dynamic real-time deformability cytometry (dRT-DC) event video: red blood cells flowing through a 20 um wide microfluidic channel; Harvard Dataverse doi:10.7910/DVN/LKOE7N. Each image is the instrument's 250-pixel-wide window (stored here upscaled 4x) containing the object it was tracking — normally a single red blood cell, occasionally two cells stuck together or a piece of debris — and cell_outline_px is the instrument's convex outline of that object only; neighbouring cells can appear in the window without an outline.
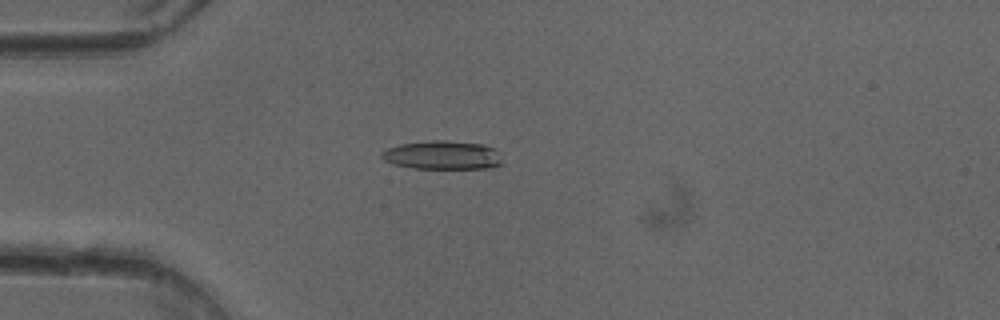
{"species": "common noctule bat (a hibernating species)", "species_latin": "Nyctalus noctula", "temperature_condition": "cold", "stored_images_in_passage": 38, "camera_frame_rate_fps": 3000, "um_per_image_px": 0.085, "animal": {"sex": "female"}, "frame": {"image": 1, "passage_image": 14, "time_ms": 4.333, "image_size_px": [1000, 320], "cell_outline_px": [[504, 164], [492, 168], [412, 168], [396, 164], [384, 160], [380, 156], [380, 152], [388, 148], [400, 144], [432, 140], [444, 140], [484, 144], [492, 148]], "centroid_in_image_um": [37.59, 13.18], "position_along_channel_um": 47.4, "area_um2": 20.0}}
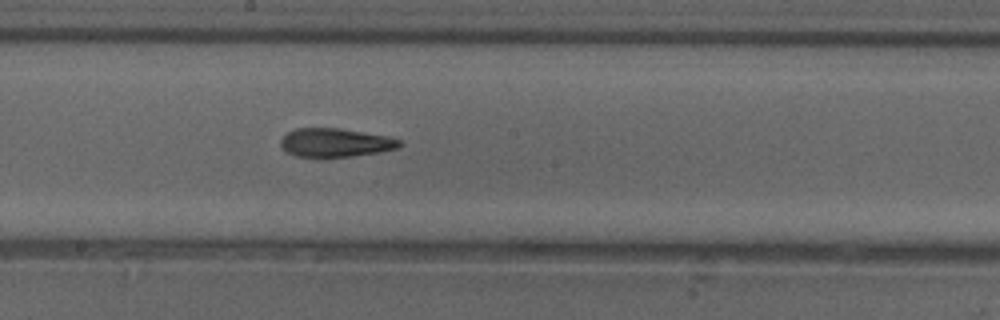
{"frame": {"image": 2, "passage_image": 28, "time_ms": 9.0, "image_size_px": [1000, 320], "cell_outline_px": [[404, 144], [400, 148], [380, 152], [352, 156], [296, 156], [288, 152], [280, 144], [280, 140], [288, 132], [296, 128], [340, 128], [388, 136], [400, 140]], "centroid_in_image_um": [28.57, 12.11], "position_along_channel_um": 219.6, "area_um2": 19.71}}
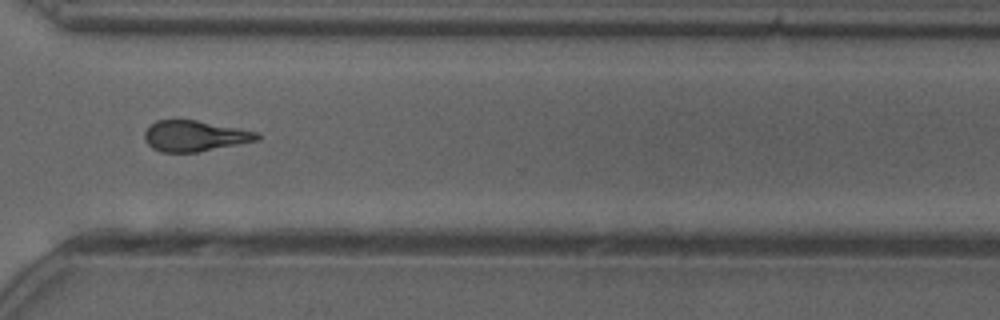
{"frame": {"image": 3, "passage_image": 38, "time_ms": 12.333, "image_size_px": [1000, 320], "cell_outline_px": [[260, 136], [256, 140], [196, 152], [160, 152], [152, 148], [144, 140], [144, 132], [156, 120], [176, 116], [256, 132]], "centroid_in_image_um": [16.42, 11.51], "position_along_channel_um": 354.2, "area_um2": 20.29}}